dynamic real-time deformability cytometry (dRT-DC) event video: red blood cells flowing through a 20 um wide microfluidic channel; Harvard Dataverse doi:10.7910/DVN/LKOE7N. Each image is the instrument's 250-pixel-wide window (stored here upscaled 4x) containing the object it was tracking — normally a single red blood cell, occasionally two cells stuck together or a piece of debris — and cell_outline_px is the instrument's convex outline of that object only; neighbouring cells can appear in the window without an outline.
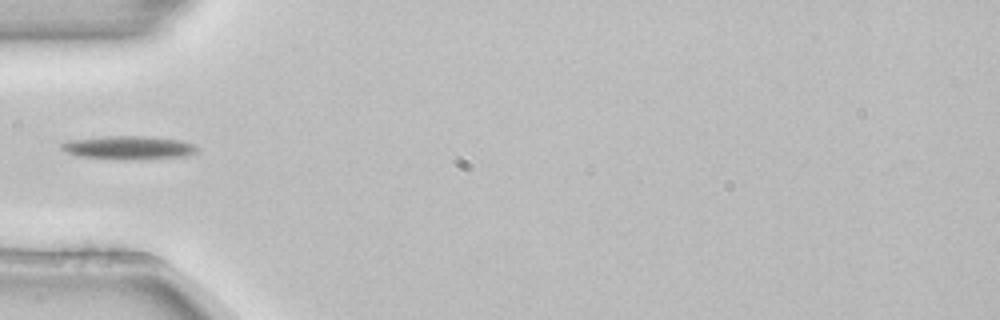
{"species": "common noctule bat (a hibernating species)", "species_latin": "Nyctalus noctula", "temperature_condition": "room temperature", "stored_images_in_passage": 1, "camera_frame_rate_fps": 3000, "um_per_image_px": 0.085, "animal": {"sex": "female", "body_mass_g": 22.7, "forearm_length_mm": 54.2}, "frame": {"image": 1, "passage_image": 1, "time_ms": 0.0, "image_size_px": [1000, 320], "cell_outline_px": [[196, 152], [188, 156], [76, 156], [60, 148], [60, 144], [68, 140], [104, 136], [148, 136], [180, 140], [196, 144]], "centroid_in_image_um": [10.92, 12.47], "position_along_channel_um": 74.1, "area_um2": 17.05}}